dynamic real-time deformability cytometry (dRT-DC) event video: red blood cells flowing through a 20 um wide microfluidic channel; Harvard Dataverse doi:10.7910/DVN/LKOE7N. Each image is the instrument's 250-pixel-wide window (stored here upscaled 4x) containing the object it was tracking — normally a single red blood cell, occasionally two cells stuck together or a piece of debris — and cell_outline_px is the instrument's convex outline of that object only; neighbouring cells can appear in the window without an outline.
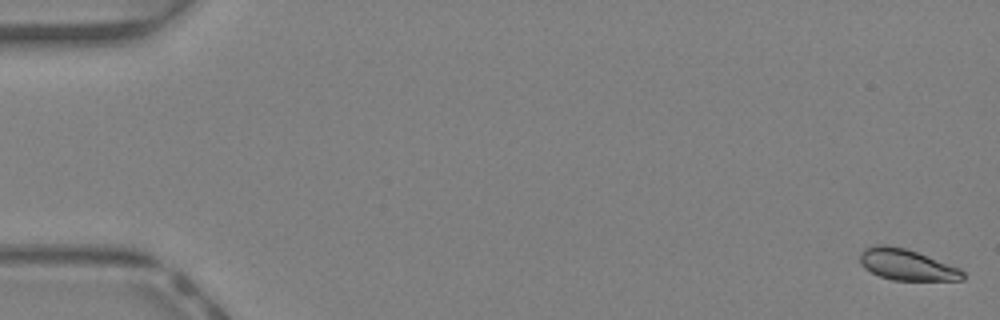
{"species": "Egyptian fruit bat (a non-hibernating species)", "species_latin": "Rousettus aegyptiacus", "temperature_condition": "warm", "stored_images_in_passage": 41, "camera_frame_rate_fps": 3000, "um_per_image_px": 0.085, "animal": {"sex": "female"}, "frame": {"image": 1, "passage_image": 1, "time_ms": 0.0, "image_size_px": [1000, 320], "cell_outline_px": [[964, 280], [892, 280], [880, 276], [864, 268], [860, 264], [860, 252], [864, 248], [876, 244], [884, 244], [904, 248], [916, 252], [960, 268], [964, 272]], "centroid_in_image_um": [77.04, 22.5], "position_along_channel_um": 8.0, "area_um2": 18.55}}
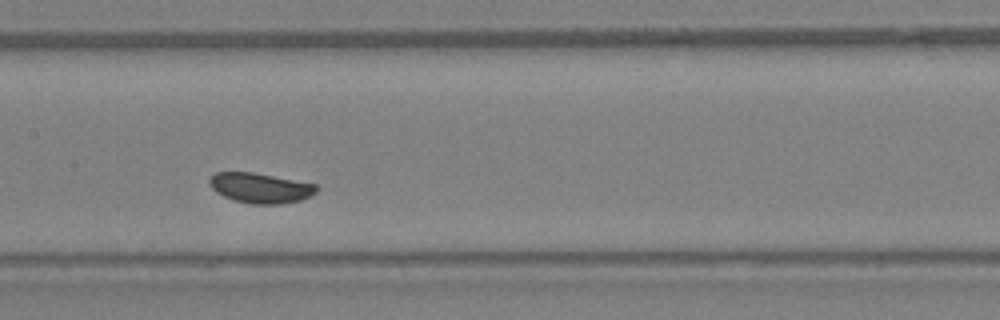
{"frame": {"image": 2, "passage_image": 23, "time_ms": 7.333, "image_size_px": [1000, 320], "cell_outline_px": [[316, 192], [312, 196], [300, 200], [280, 204], [252, 204], [236, 200], [224, 196], [216, 192], [212, 188], [208, 180], [216, 172], [252, 172], [316, 184]], "centroid_in_image_um": [22.13, 15.97], "position_along_channel_um": 185.3, "area_um2": 18.55}}
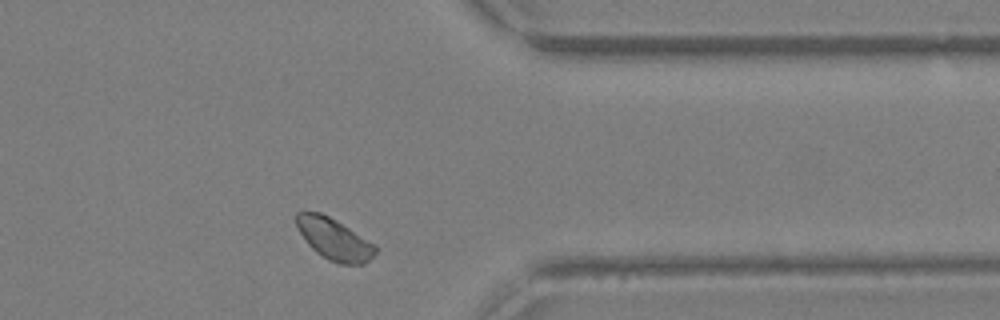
{"frame": {"image": 3, "passage_image": 37, "time_ms": 12.0, "image_size_px": [1000, 320], "cell_outline_px": [[376, 252], [364, 264], [340, 264], [328, 260], [316, 252], [308, 244], [300, 232], [296, 224], [296, 212], [320, 212], [336, 220], [376, 244]], "centroid_in_image_um": [28.41, 20.33], "position_along_channel_um": 383.0, "area_um2": 18.96}, "authors_computed_cell_mechanics": {"area_um2": 19.074, "velocity_mm_per_s": 4.4691, "shape_relaxation_time_tau1_ms": 1.7236, "shape_relaxation_time_tau2_ms": null, "deformation_change_tau1": 0.0643, "deformation_change_tau2": null}}